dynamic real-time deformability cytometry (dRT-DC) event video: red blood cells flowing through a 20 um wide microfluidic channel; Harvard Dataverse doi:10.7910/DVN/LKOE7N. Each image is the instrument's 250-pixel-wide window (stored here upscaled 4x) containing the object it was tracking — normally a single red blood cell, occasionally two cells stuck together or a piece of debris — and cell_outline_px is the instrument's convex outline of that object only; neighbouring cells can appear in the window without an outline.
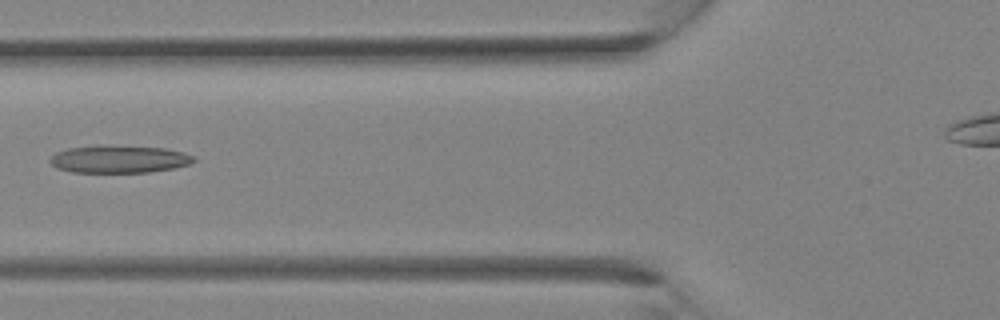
{"species": "Egyptian fruit bat (a non-hibernating species)", "species_latin": "Rousettus aegyptiacus", "temperature_condition": "room temperature", "stored_images_in_passage": 31, "camera_frame_rate_fps": 3000, "um_per_image_px": 0.085, "animal": {"sex": "female"}, "frame": {"image": 1, "passage_image": 13, "time_ms": 4.0, "image_size_px": [1000, 320], "cell_outline_px": [[196, 160], [188, 164], [176, 168], [148, 172], [72, 172], [56, 168], [48, 160], [56, 152], [68, 148], [100, 144], [164, 148], [184, 152], [196, 156]], "centroid_in_image_um": [10.12, 13.51], "position_along_channel_um": 115.7, "area_um2": 23.41}}
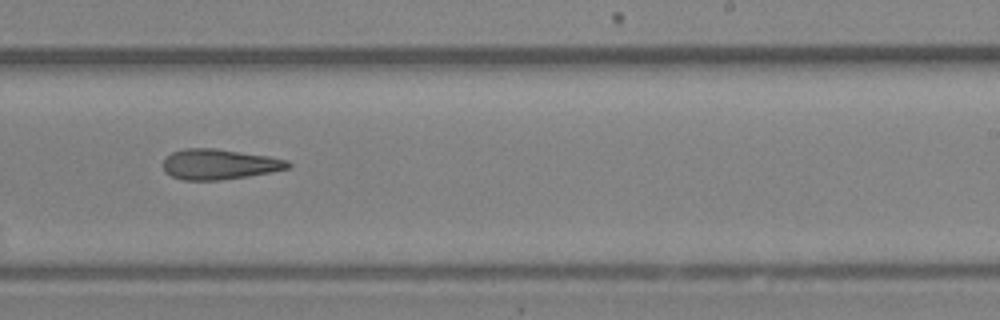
{"frame": {"image": 2, "passage_image": 21, "time_ms": 6.667, "image_size_px": [1000, 320], "cell_outline_px": [[292, 164], [288, 168], [272, 172], [248, 176], [220, 180], [184, 180], [172, 176], [164, 172], [164, 160], [172, 152], [184, 148], [216, 148], [268, 156], [288, 160]], "centroid_in_image_um": [18.65, 13.96], "position_along_channel_um": 270.4, "area_um2": 22.08}}
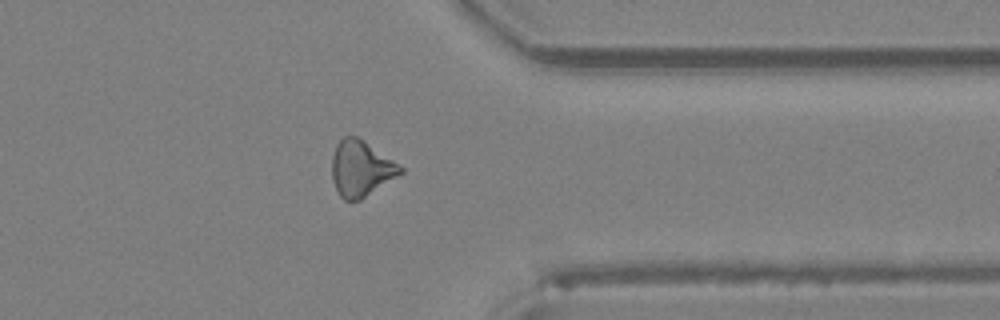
{"frame": {"image": 3, "passage_image": 27, "time_ms": 8.667, "image_size_px": [1000, 320], "cell_outline_px": [[404, 172], [360, 200], [344, 200], [340, 196], [332, 180], [332, 156], [336, 144], [344, 136], [356, 136], [400, 164], [404, 168]], "centroid_in_image_um": [30.68, 14.33], "position_along_channel_um": 380.7, "area_um2": 22.14}}